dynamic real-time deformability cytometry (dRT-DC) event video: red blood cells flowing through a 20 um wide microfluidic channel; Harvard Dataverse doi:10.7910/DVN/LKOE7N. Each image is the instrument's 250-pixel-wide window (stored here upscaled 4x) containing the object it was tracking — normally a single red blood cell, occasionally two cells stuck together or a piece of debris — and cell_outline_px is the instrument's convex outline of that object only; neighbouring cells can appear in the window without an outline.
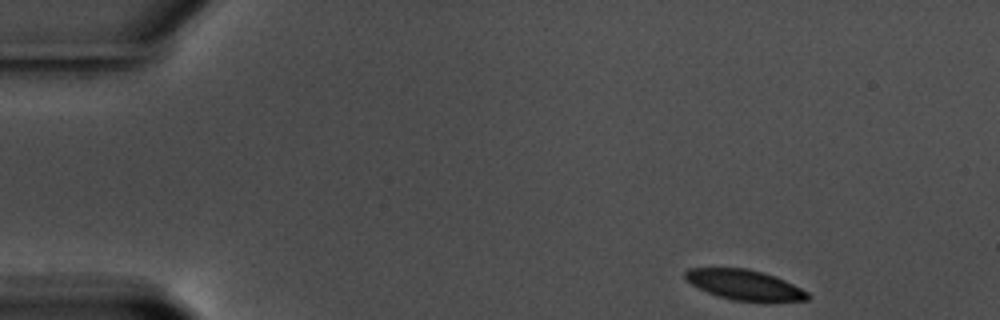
{"species": "common noctule bat (a hibernating species)", "species_latin": "Nyctalus noctula", "temperature_condition": "warm", "stored_images_in_passage": 52, "camera_frame_rate_fps": 3000, "um_per_image_px": 0.085, "animal": {"sex": "male", "body_mass_g": 17.5, "forearm_length_mm": 52.3}, "frame": {"image": 1, "passage_image": 1, "time_ms": 0.0, "image_size_px": [1000, 320], "cell_outline_px": [[812, 296], [808, 300], [732, 300], [708, 292], [692, 284], [684, 276], [684, 272], [688, 268], [748, 268], [764, 272], [784, 280], [808, 292]], "centroid_in_image_um": [63.27, 24.18], "position_along_channel_um": 21.7, "area_um2": 20.98}}
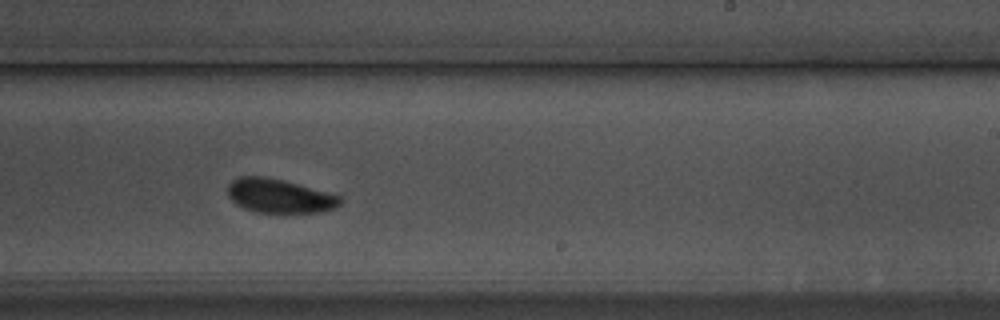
{"frame": {"image": 2, "passage_image": 30, "time_ms": 9.667, "image_size_px": [1000, 320], "cell_outline_px": [[344, 200], [340, 204], [324, 212], [256, 212], [244, 208], [236, 204], [228, 196], [228, 184], [236, 176], [264, 176], [284, 180], [344, 196]], "centroid_in_image_um": [23.77, 16.64], "position_along_channel_um": 265.2, "area_um2": 22.48}}
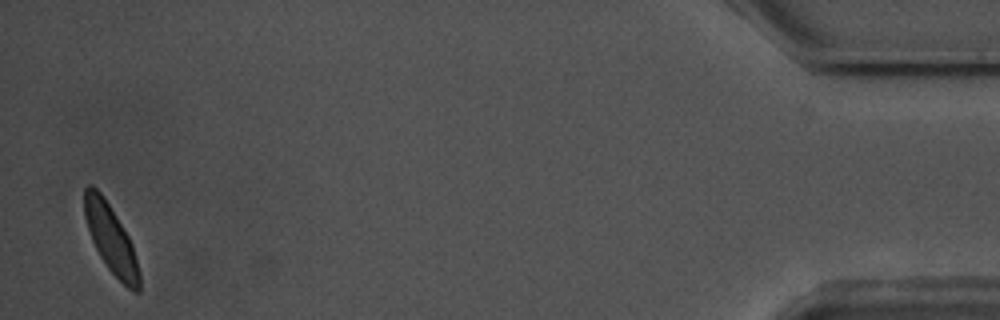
{"frame": {"image": 3, "passage_image": 51, "time_ms": 16.667, "image_size_px": [1000, 320], "cell_outline_px": [[140, 292], [136, 292], [128, 288], [108, 268], [100, 256], [92, 240], [84, 216], [84, 188], [88, 184], [92, 184], [104, 196], [128, 236], [132, 244], [140, 272]], "centroid_in_image_um": [9.42, 20.29], "position_along_channel_um": 425.8, "area_um2": 21.56}, "authors_computed_cell_mechanics": {"area_um2": 23.0622, "velocity_mm_per_s": 3.5038, "shape_relaxation_time_tau1_ms": null, "shape_relaxation_time_tau2_ms": 6.0814, "deformation_change_tau1": null, "deformation_change_tau2": 0.1049}}